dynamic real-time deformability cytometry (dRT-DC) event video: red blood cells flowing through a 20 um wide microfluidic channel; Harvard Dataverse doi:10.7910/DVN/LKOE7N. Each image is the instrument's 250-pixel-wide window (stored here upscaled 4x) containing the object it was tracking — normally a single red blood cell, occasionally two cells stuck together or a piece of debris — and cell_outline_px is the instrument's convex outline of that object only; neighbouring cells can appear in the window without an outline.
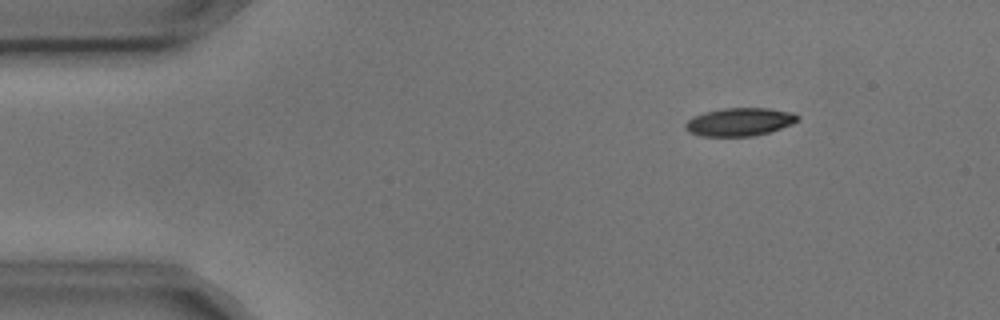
{"species": "common noctule bat (a hibernating species)", "species_latin": "Nyctalus noctula", "temperature_condition": "cold", "stored_images_in_passage": 3, "camera_frame_rate_fps": 3000, "um_per_image_px": 0.085, "animal": {"sex": "male", "body_mass_g": 17.9, "forearm_length_mm": 54.2}, "frame": {"image": 1, "passage_image": 3, "time_ms": 0.667, "image_size_px": [1000, 320], "cell_outline_px": [[800, 120], [792, 124], [768, 132], [752, 136], [700, 136], [688, 132], [684, 128], [684, 124], [692, 116], [704, 112], [724, 108], [768, 108], [792, 112], [800, 116]], "centroid_in_image_um": [62.84, 10.36], "position_along_channel_um": 22.2, "area_um2": 18.5}}